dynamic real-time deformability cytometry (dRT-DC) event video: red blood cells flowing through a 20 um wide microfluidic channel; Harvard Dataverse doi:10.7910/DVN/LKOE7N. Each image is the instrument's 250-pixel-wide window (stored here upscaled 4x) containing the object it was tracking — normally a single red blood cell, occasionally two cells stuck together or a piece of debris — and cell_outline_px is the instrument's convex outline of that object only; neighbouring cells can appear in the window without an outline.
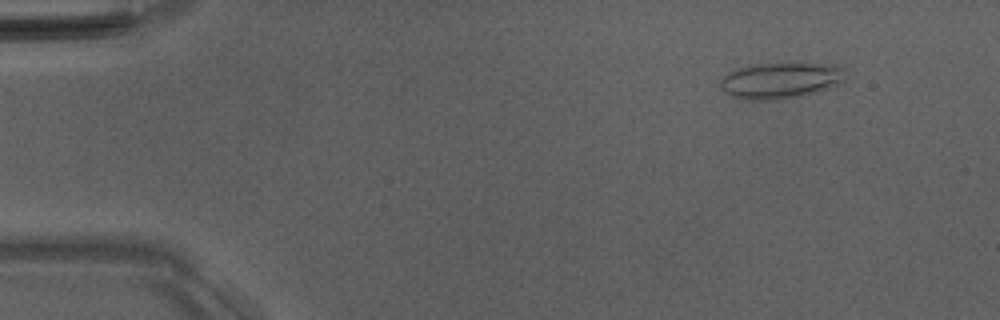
{"species": "Egyptian fruit bat (a non-hibernating species)", "species_latin": "Rousettus aegyptiacus", "temperature_condition": "room temperature", "stored_images_in_passage": 52, "camera_frame_rate_fps": 3000, "um_per_image_px": 0.085, "animal": {"sex": "male"}, "frame": {"image": 1, "passage_image": 6, "time_ms": 1.667, "image_size_px": [1000, 320], "cell_outline_px": [[844, 80], [836, 84], [816, 92], [800, 96], [776, 100], [748, 100], [732, 96], [724, 92], [720, 88], [720, 80], [728, 72], [736, 68], [752, 64], [832, 64], [844, 68]], "centroid_in_image_um": [66.28, 6.84], "position_along_channel_um": 18.7, "area_um2": 26.13}}
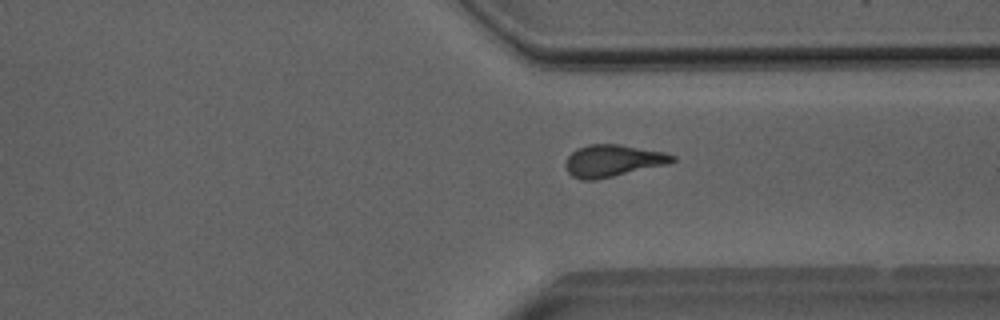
{"frame": {"image": 2, "passage_image": 39, "time_ms": 12.667, "image_size_px": [1000, 320], "cell_outline_px": [[676, 160], [668, 164], [596, 180], [580, 180], [572, 176], [568, 172], [564, 164], [568, 156], [576, 148], [588, 144], [620, 144], [664, 152], [676, 156]], "centroid_in_image_um": [52.07, 13.66], "position_along_channel_um": 359.3, "area_um2": 20.06}}
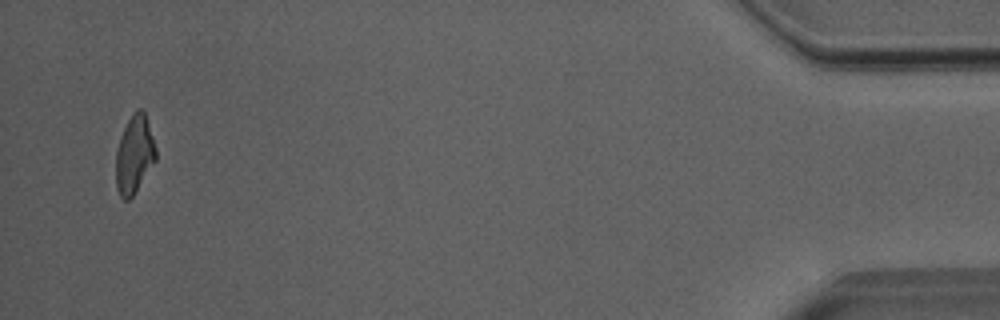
{"frame": {"image": 3, "passage_image": 50, "time_ms": 16.333, "image_size_px": [1000, 320], "cell_outline_px": [[156, 160], [132, 196], [128, 200], [124, 200], [120, 196], [116, 188], [116, 152], [120, 136], [132, 112], [136, 108], [140, 108], [144, 112], [156, 148]], "centroid_in_image_um": [11.4, 13.13], "position_along_channel_um": 423.8, "area_um2": 17.98}, "authors_computed_cell_mechanics": {"area_um2": 19.8254, "velocity_mm_per_s": 4.0388, "shape_relaxation_time_tau1_ms": null, "shape_relaxation_time_tau2_ms": 2.6759, "deformation_change_tau1": null, "deformation_change_tau2": 0.1336}}